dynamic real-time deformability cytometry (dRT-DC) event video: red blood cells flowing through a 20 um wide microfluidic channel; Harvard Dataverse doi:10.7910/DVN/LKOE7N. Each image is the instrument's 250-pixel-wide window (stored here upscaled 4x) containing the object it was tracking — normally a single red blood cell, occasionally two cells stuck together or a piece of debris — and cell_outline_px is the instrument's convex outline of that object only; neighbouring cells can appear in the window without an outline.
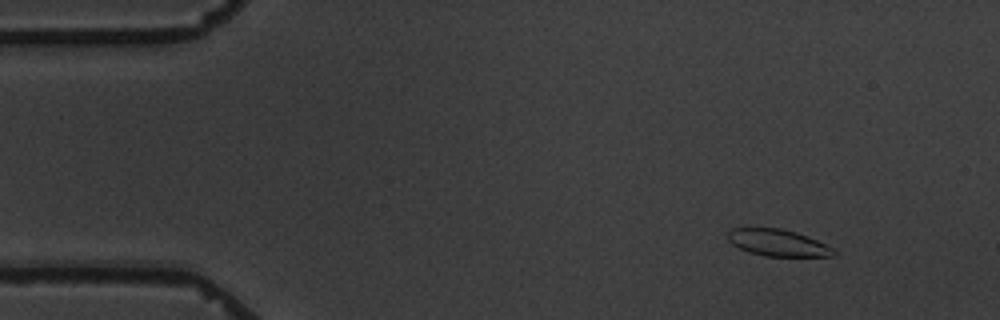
{"species": "common noctule bat (a hibernating species)", "species_latin": "Nyctalus noctula", "temperature_condition": "warm", "stored_images_in_passage": 3, "camera_frame_rate_fps": 3000, "um_per_image_px": 0.085, "animal": {"sex": "male", "body_mass_g": 19.5, "forearm_length_mm": 54.6}, "frame": {"image": 1, "passage_image": 1, "time_ms": 0.0, "image_size_px": [1000, 320], "cell_outline_px": [[836, 256], [764, 256], [748, 252], [732, 244], [728, 240], [728, 232], [732, 228], [780, 228], [796, 232], [808, 236], [832, 248], [836, 252]], "centroid_in_image_um": [66.1, 20.63], "position_along_channel_um": 18.9, "area_um2": 16.42}}